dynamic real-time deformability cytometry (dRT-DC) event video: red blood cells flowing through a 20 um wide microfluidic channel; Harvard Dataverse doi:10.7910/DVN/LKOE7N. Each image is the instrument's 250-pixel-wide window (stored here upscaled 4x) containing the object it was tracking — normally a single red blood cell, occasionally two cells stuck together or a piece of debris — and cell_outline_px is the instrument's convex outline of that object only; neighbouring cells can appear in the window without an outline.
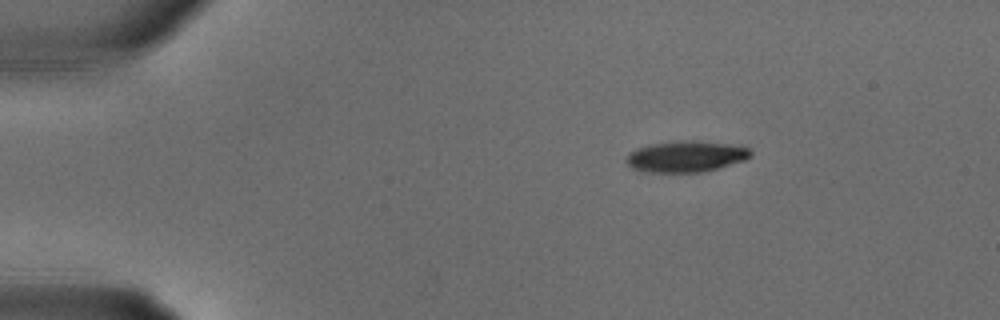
{"species": "common noctule bat (a hibernating species)", "species_latin": "Nyctalus noctula", "temperature_condition": "warm", "stored_images_in_passage": 11, "camera_frame_rate_fps": 3000, "um_per_image_px": 0.085, "animal": {"sex": "male", "body_mass_g": 18.8}, "frame": {"image": 1, "passage_image": 1, "time_ms": 0.0, "image_size_px": [1000, 320], "cell_outline_px": [[752, 156], [744, 160], [716, 168], [700, 172], [652, 172], [632, 168], [624, 160], [628, 152], [636, 148], [648, 144], [680, 140], [696, 140], [728, 144], [748, 148], [752, 152]], "centroid_in_image_um": [58.25, 13.28], "position_along_channel_um": 26.7, "area_um2": 22.54}}
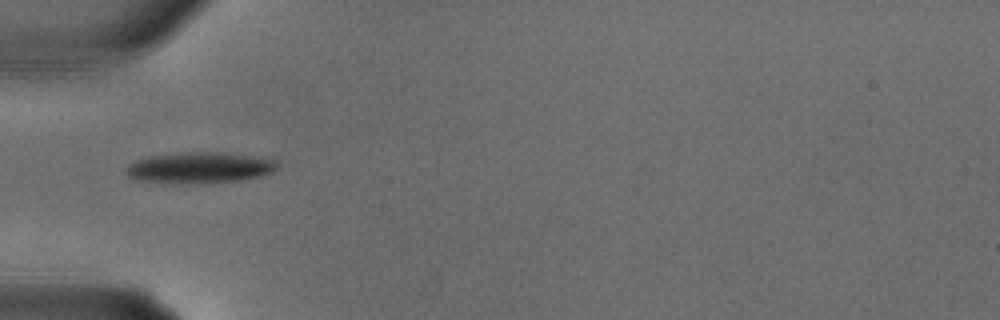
{"frame": {"image": 2, "passage_image": 6, "time_ms": 1.667, "image_size_px": [1000, 320], "cell_outline_px": [[276, 168], [272, 172], [260, 176], [240, 180], [176, 184], [160, 184], [140, 180], [128, 176], [124, 172], [128, 164], [136, 160], [152, 156], [200, 152], [224, 152], [272, 156], [276, 160]], "centroid_in_image_um": [17.02, 14.25], "position_along_channel_um": 68.0, "area_um2": 27.69}}
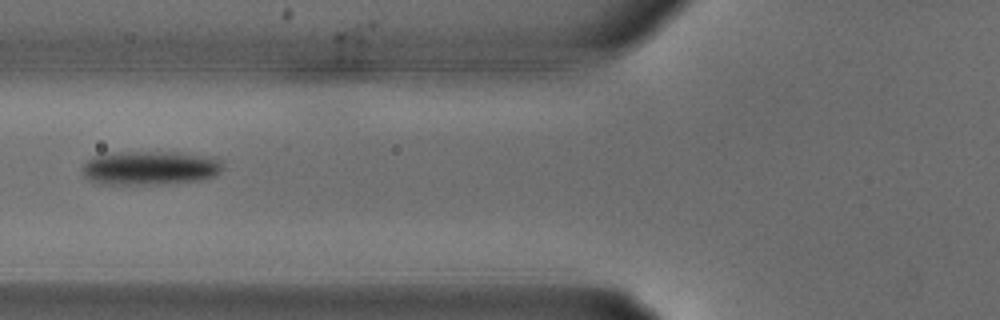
{"frame": {"image": 3, "passage_image": 8, "time_ms": 2.333, "image_size_px": [1000, 320], "cell_outline_px": [[224, 168], [216, 176], [200, 180], [164, 184], [104, 184], [88, 180], [84, 176], [80, 168], [92, 156], [124, 152], [176, 152], [216, 156], [220, 160]], "centroid_in_image_um": [12.8, 14.27], "position_along_channel_um": 113.0, "area_um2": 28.21}}